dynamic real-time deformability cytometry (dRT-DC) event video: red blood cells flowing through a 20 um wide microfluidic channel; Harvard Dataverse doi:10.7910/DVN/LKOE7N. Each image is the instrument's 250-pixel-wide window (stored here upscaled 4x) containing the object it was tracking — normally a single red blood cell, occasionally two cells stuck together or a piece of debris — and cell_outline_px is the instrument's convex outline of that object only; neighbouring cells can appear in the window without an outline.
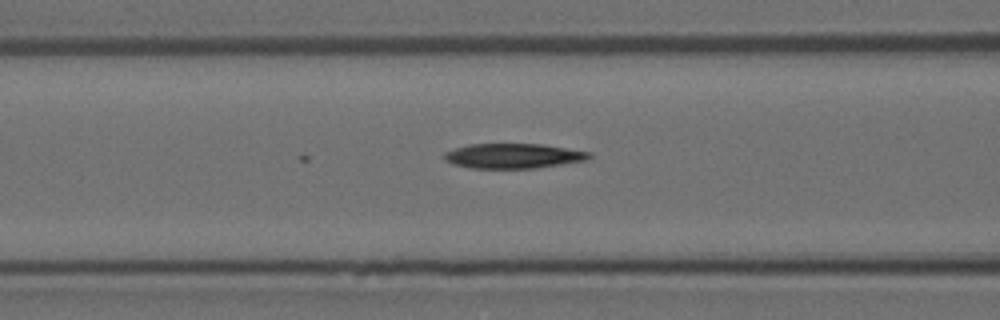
{"species": "Egyptian fruit bat (a non-hibernating species)", "species_latin": "Rousettus aegyptiacus", "temperature_condition": "room temperature", "stored_images_in_passage": 6, "camera_frame_rate_fps": 3000, "um_per_image_px": 0.085, "animal": {"sex": "female"}, "frame": {"image": 1, "passage_image": 6, "time_ms": 1.667, "image_size_px": [1000, 320], "cell_outline_px": [[592, 156], [588, 160], [536, 168], [472, 168], [452, 164], [444, 160], [444, 152], [468, 144], [540, 144], [592, 152]], "centroid_in_image_um": [43.63, 13.25], "position_along_channel_um": 123.0, "area_um2": 21.04}}